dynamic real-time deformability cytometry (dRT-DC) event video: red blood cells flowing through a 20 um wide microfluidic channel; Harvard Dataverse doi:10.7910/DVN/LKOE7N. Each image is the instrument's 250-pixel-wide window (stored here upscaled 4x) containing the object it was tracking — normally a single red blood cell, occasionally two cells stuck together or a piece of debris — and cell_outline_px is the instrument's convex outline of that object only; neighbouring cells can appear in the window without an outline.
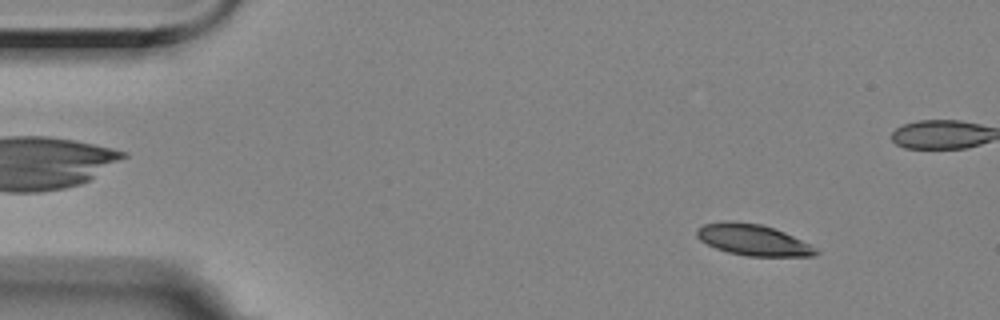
{"species": "Egyptian fruit bat (a non-hibernating species)", "species_latin": "Rousettus aegyptiacus", "temperature_condition": "room temperature", "stored_images_in_passage": 18, "camera_frame_rate_fps": 3000, "um_per_image_px": 0.085, "animal": {"sex": "female"}, "frame": {"image": 1, "passage_image": 6, "time_ms": 1.667, "image_size_px": [1000, 320], "cell_outline_px": [[820, 252], [816, 256], [748, 256], [728, 252], [716, 248], [700, 240], [696, 236], [696, 228], [704, 224], [724, 220], [764, 224], [784, 232], [816, 248]], "centroid_in_image_um": [63.98, 20.38], "position_along_channel_um": 21.0, "area_um2": 21.62}}
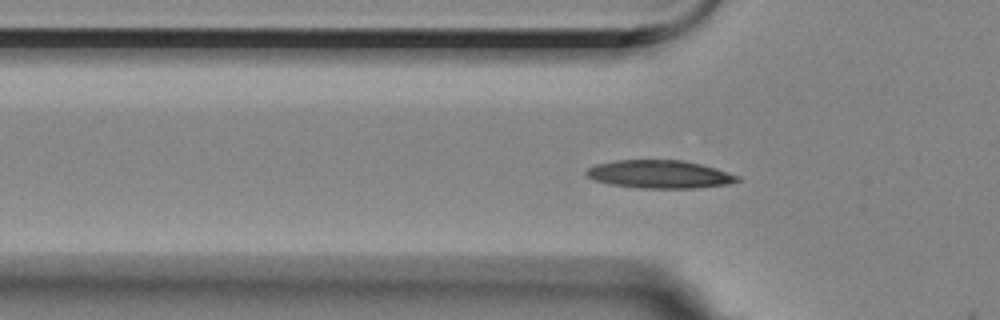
{"frame": {"image": 2, "passage_image": 17, "time_ms": 5.333, "image_size_px": [1000, 320], "cell_outline_px": [[740, 180], [728, 184], [696, 188], [640, 188], [612, 184], [596, 180], [588, 176], [584, 172], [588, 168], [596, 164], [616, 160], [684, 160], [716, 168], [740, 176]], "centroid_in_image_um": [56.09, 14.81], "position_along_channel_um": 69.7, "area_um2": 24.57}}